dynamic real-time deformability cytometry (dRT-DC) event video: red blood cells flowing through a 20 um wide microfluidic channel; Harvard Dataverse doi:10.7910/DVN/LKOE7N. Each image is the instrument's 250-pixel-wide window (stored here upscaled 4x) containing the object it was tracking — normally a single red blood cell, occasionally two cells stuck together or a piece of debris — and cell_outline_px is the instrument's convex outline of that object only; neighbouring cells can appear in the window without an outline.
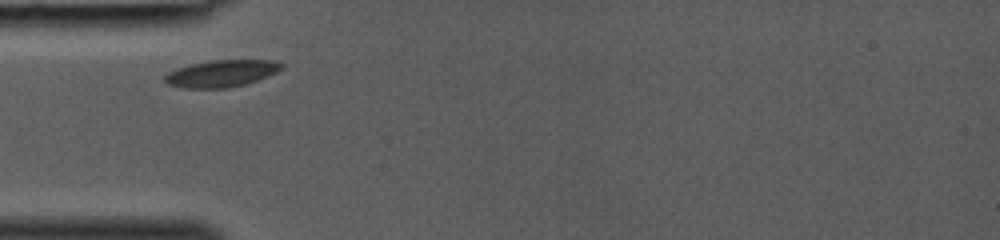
{"species": "common noctule bat (a hibernating species)", "species_latin": "Nyctalus noctula", "temperature_condition": "room temperature", "stored_images_in_passage": 6, "camera_frame_rate_fps": 3000, "um_per_image_px": 0.085, "animal": {"sex": "female", "body_mass_g": 19.0, "forearm_length_mm": 53.3}, "frame": {"image": 1, "passage_image": 1, "time_ms": 0.0, "image_size_px": [1000, 240], "cell_outline_px": [[284, 68], [268, 76], [244, 84], [228, 88], [184, 88], [168, 84], [164, 80], [164, 76], [168, 72], [176, 68], [192, 64], [212, 60], [280, 60], [284, 64]], "centroid_in_image_um": [18.85, 6.23], "position_along_channel_um": 66.1, "area_um2": 18.38}}
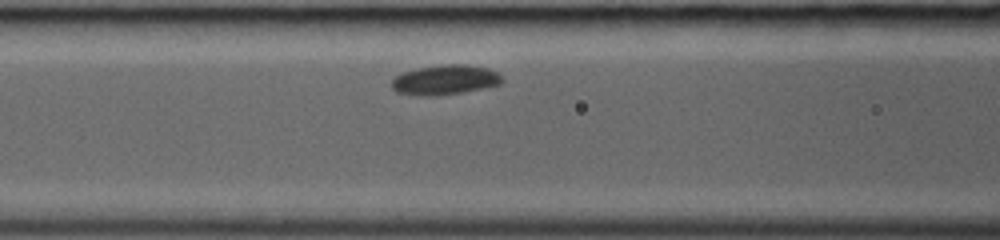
{"frame": {"image": 2, "passage_image": 4, "time_ms": 1.0, "image_size_px": [1000, 240], "cell_outline_px": [[504, 80], [500, 84], [464, 92], [432, 96], [416, 96], [396, 92], [392, 88], [392, 80], [396, 76], [404, 72], [416, 68], [444, 64], [464, 64], [488, 68], [496, 72]], "centroid_in_image_um": [37.8, 6.79], "position_along_channel_um": 128.8, "area_um2": 19.19}}
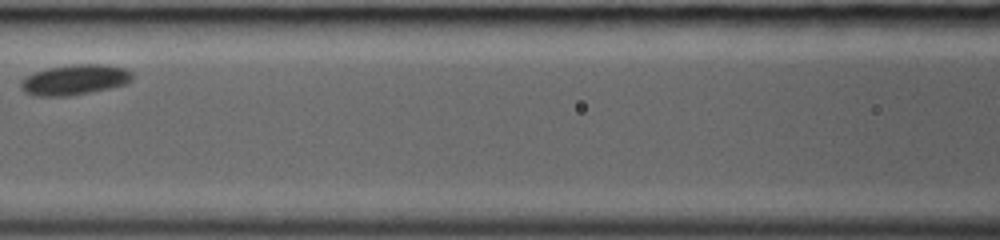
{"frame": {"image": 3, "passage_image": 5, "time_ms": 1.333, "image_size_px": [1000, 240], "cell_outline_px": [[132, 80], [128, 84], [68, 96], [32, 96], [24, 92], [20, 88], [20, 84], [24, 76], [32, 72], [48, 68], [72, 64], [100, 64], [124, 68], [132, 72]], "centroid_in_image_um": [6.3, 6.78], "position_along_channel_um": 160.3, "area_um2": 19.83}}